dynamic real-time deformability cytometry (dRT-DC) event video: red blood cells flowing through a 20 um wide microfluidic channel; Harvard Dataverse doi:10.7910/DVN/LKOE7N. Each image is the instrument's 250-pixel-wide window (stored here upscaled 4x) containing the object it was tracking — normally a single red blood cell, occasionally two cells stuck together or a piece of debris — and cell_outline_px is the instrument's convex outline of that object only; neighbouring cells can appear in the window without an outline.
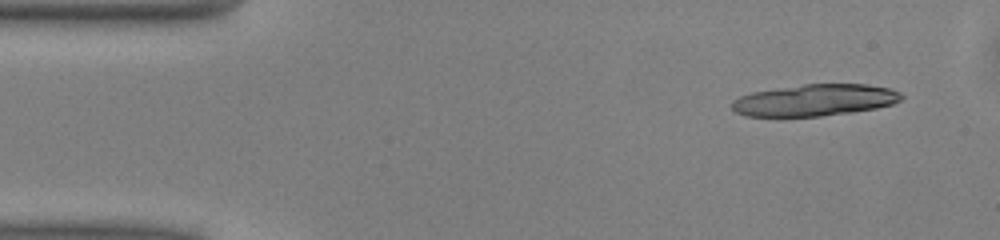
{"species": "common noctule bat (a hibernating species)", "species_latin": "Nyctalus noctula", "temperature_condition": "warm", "stored_images_in_passage": 10, "camera_frame_rate_fps": 3000, "um_per_image_px": 0.085, "animal": {"sex": "male", "body_mass_g": 13.0, "forearm_length_mm": 53.1}, "frame": {"image": 1, "passage_image": 3, "time_ms": 0.667, "image_size_px": [1000, 240], "cell_outline_px": [[904, 96], [900, 100], [892, 104], [876, 108], [852, 112], [820, 116], [744, 116], [736, 112], [732, 108], [732, 100], [740, 96], [752, 92], [804, 84], [868, 84], [892, 88], [900, 92]], "centroid_in_image_um": [69.28, 8.51], "position_along_channel_um": 15.7, "area_um2": 31.33}}